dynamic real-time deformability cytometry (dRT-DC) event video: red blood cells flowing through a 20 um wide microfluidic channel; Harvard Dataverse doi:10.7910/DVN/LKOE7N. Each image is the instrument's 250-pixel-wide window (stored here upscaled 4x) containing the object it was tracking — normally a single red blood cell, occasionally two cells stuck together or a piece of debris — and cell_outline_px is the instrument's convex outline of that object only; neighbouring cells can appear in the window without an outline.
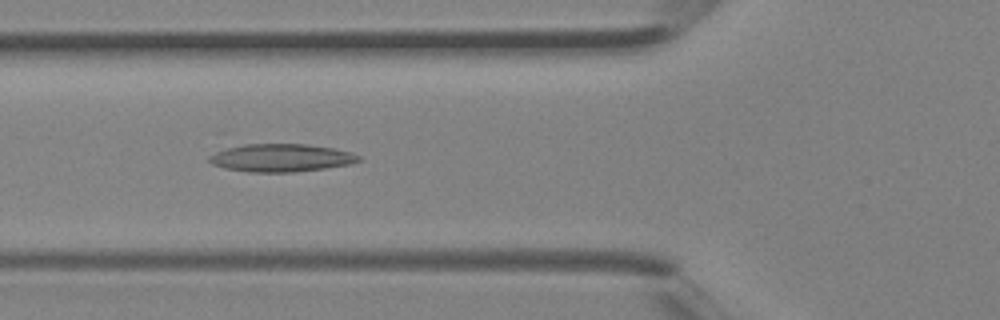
{"species": "Egyptian fruit bat (a non-hibernating species)", "species_latin": "Rousettus aegyptiacus", "temperature_condition": "room temperature", "stored_images_in_passage": 30, "camera_frame_rate_fps": 3000, "um_per_image_px": 0.085, "animal": {"sex": "female"}, "frame": {"image": 1, "passage_image": 5, "time_ms": 1.333, "image_size_px": [1000, 320], "cell_outline_px": [[360, 160], [352, 164], [324, 168], [292, 172], [248, 172], [224, 168], [212, 164], [208, 160], [208, 156], [216, 152], [228, 148], [244, 144], [304, 144], [336, 148], [352, 152], [360, 156]], "centroid_in_image_um": [23.91, 13.41], "position_along_channel_um": 101.9, "area_um2": 24.28}}
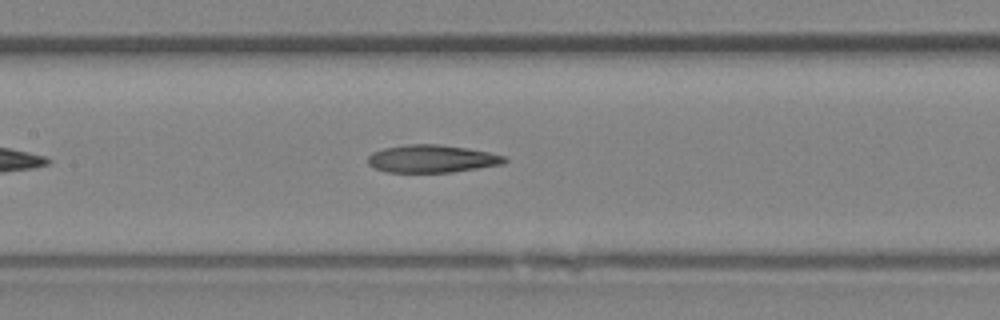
{"frame": {"image": 2, "passage_image": 9, "time_ms": 2.667, "image_size_px": [1000, 320], "cell_outline_px": [[508, 160], [504, 164], [452, 172], [388, 172], [376, 168], [368, 164], [368, 156], [372, 152], [384, 148], [408, 144], [436, 144], [468, 148], [488, 152], [504, 156]], "centroid_in_image_um": [36.72, 13.49], "position_along_channel_um": 170.7, "area_um2": 21.96}}
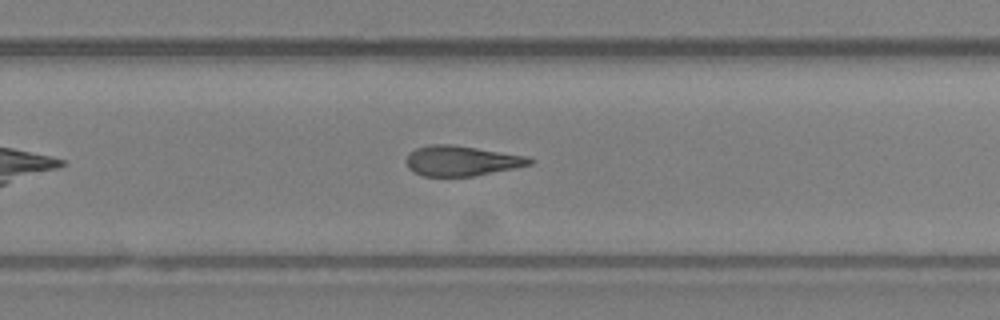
{"frame": {"image": 3, "passage_image": 16, "time_ms": 5.0, "image_size_px": [1000, 320], "cell_outline_px": [[532, 164], [472, 176], [424, 176], [412, 172], [408, 168], [404, 160], [408, 152], [416, 148], [428, 144], [452, 144], [524, 156], [532, 160]], "centroid_in_image_um": [39.1, 13.66], "position_along_channel_um": 290.7, "area_um2": 21.5}}